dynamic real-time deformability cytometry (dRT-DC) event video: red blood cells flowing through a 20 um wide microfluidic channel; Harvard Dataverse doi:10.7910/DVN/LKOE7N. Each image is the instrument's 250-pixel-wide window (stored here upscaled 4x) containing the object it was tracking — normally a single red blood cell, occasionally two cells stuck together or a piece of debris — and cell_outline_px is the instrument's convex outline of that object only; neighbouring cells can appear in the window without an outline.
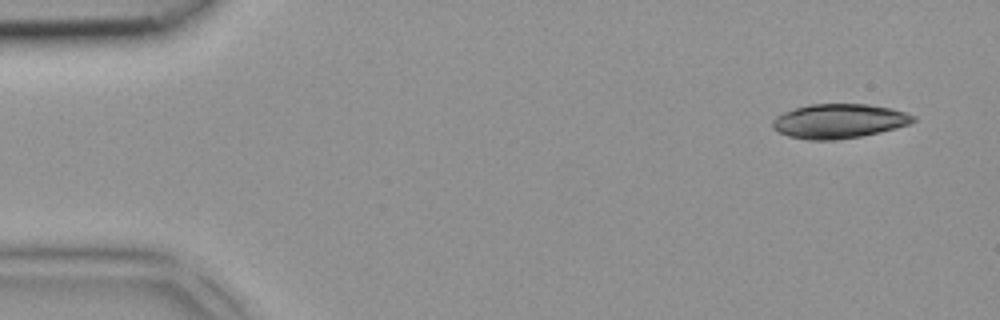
{"species": "common noctule bat (a hibernating species)", "species_latin": "Nyctalus noctula", "temperature_condition": "room temperature", "stored_images_in_passage": 5, "camera_frame_rate_fps": 3000, "um_per_image_px": 0.085, "animal": {"sex": "female", "body_mass_g": 18.4}, "frame": {"image": 1, "passage_image": 1, "time_ms": 0.0, "image_size_px": [1000, 320], "cell_outline_px": [[916, 120], [908, 124], [896, 128], [860, 136], [836, 140], [808, 140], [788, 136], [772, 128], [772, 120], [776, 116], [784, 112], [808, 104], [868, 104], [892, 108], [916, 116]], "centroid_in_image_um": [71.3, 10.29], "position_along_channel_um": 13.7, "area_um2": 28.15}}